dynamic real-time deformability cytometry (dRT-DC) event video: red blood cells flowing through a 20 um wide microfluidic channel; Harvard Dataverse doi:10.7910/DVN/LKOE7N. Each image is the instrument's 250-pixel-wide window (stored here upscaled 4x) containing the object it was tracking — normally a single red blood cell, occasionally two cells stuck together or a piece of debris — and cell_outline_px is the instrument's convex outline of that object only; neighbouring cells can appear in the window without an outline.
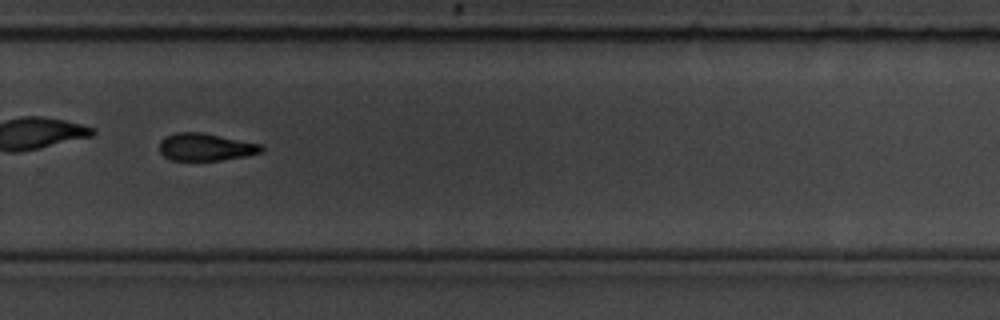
{"species": "common noctule bat (a hibernating species)", "species_latin": "Nyctalus noctula", "temperature_condition": "room temperature", "stored_images_in_passage": 50, "camera_frame_rate_fps": 3000, "um_per_image_px": 0.085, "animal": {"sex": "male", "body_mass_g": 19.5, "forearm_length_mm": 54.6}, "frame": {"image": 1, "passage_image": 36, "time_ms": 11.667, "image_size_px": [1000, 320], "cell_outline_px": [[264, 152], [244, 156], [220, 160], [172, 160], [164, 156], [160, 152], [160, 140], [164, 136], [176, 132], [200, 132], [260, 144], [264, 148]], "centroid_in_image_um": [17.45, 12.49], "position_along_channel_um": 312.3, "area_um2": 16.18}, "authors_computed_cell_mechanics": {"area_um2": 17.1088, "velocity_mm_per_s": 3.7763, "shape_relaxation_time_tau1_ms": 2.8371, "shape_relaxation_time_tau2_ms": null, "deformation_change_tau1": 0.1627, "deformation_change_tau2": null}}